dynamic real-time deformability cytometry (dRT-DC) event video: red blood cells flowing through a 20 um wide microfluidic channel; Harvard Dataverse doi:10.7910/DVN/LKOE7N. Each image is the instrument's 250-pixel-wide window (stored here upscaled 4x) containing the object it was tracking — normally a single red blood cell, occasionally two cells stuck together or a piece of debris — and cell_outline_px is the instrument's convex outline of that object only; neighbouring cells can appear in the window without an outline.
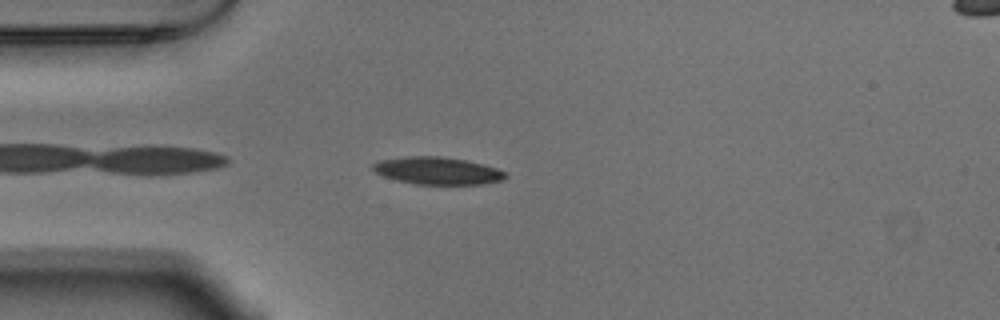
{"species": "Egyptian fruit bat (a non-hibernating species)", "species_latin": "Rousettus aegyptiacus", "temperature_condition": "warm", "stored_images_in_passage": 28, "camera_frame_rate_fps": 3000, "um_per_image_px": 0.085, "animal": {"sex": "male"}, "frame": {"image": 1, "passage_image": 3, "time_ms": 0.667, "image_size_px": [1000, 320], "cell_outline_px": [[508, 176], [500, 180], [480, 184], [416, 184], [396, 180], [384, 176], [376, 172], [372, 168], [372, 164], [380, 160], [404, 156], [440, 156], [464, 160], [484, 164], [496, 168], [504, 172]], "centroid_in_image_um": [37.15, 14.5], "position_along_channel_um": 47.8, "area_um2": 20.98}}
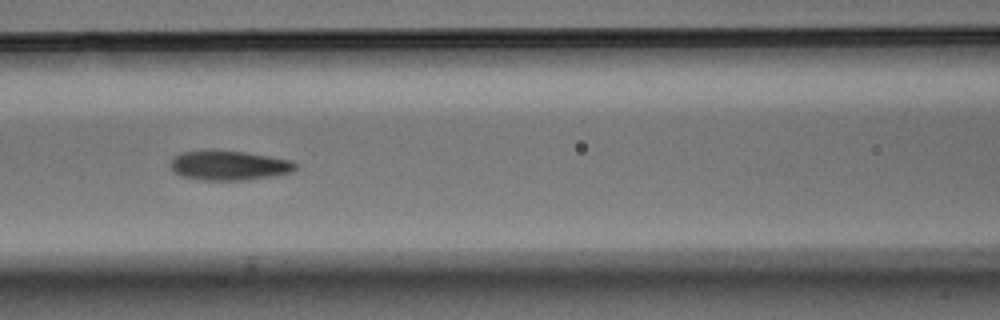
{"frame": {"image": 2, "passage_image": 12, "time_ms": 3.667, "image_size_px": [1000, 320], "cell_outline_px": [[296, 168], [292, 172], [268, 176], [240, 180], [204, 180], [180, 176], [172, 168], [172, 156], [180, 152], [208, 148], [220, 148], [292, 160], [296, 164]], "centroid_in_image_um": [19.4, 14.01], "position_along_channel_um": 147.2, "area_um2": 21.85}}
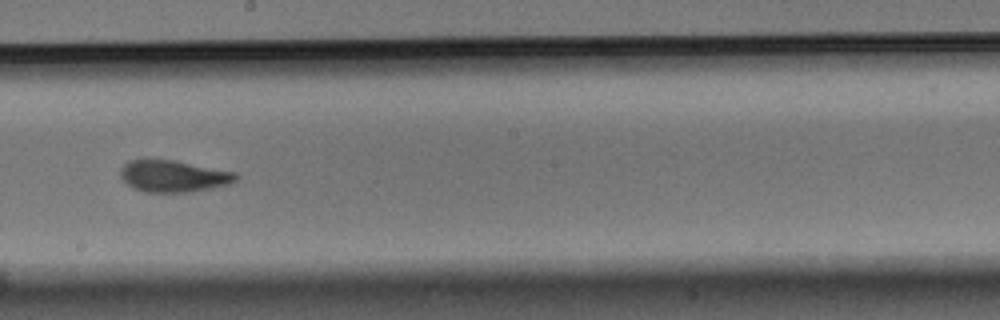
{"frame": {"image": 3, "passage_image": 19, "time_ms": 6.0, "image_size_px": [1000, 320], "cell_outline_px": [[240, 176], [232, 184], [192, 192], [144, 192], [132, 188], [120, 176], [120, 168], [128, 160], [144, 156], [172, 160], [236, 172]], "centroid_in_image_um": [14.7, 14.94], "position_along_channel_um": 233.5, "area_um2": 22.08}}